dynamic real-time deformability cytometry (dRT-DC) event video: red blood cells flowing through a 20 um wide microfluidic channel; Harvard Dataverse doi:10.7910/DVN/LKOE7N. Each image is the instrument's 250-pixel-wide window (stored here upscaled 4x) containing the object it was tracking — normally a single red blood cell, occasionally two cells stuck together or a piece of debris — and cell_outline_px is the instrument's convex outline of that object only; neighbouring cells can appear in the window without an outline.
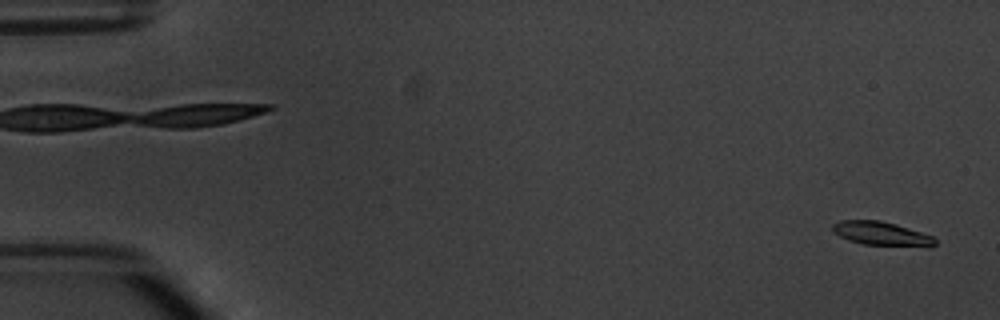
{"species": "common noctule bat (a hibernating species)", "species_latin": "Nyctalus noctula", "temperature_condition": "warm", "stored_images_in_passage": 4, "camera_frame_rate_fps": 3000, "um_per_image_px": 0.085, "animal": {"sex": "male", "body_mass_g": 20.1, "forearm_length_mm": 53.5}, "frame": {"image": 1, "passage_image": 4, "time_ms": 3.667, "image_size_px": [1000, 320], "cell_outline_px": [[936, 244], [864, 244], [848, 240], [832, 232], [832, 224], [840, 220], [880, 220], [896, 224], [932, 236], [936, 240]], "centroid_in_image_um": [74.76, 19.8], "position_along_channel_um": 10.2, "area_um2": 13.41}}